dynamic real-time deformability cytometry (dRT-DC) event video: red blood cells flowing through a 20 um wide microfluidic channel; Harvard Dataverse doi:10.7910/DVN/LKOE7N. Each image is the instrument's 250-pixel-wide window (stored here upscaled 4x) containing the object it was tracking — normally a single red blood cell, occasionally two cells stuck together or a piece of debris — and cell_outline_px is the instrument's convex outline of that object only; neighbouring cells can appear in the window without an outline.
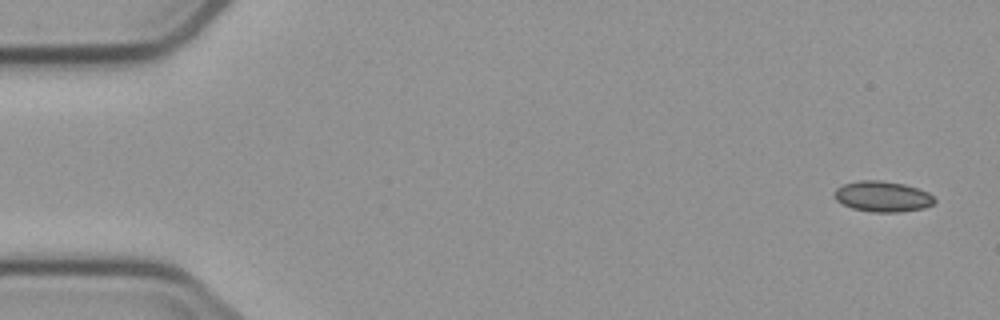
{"species": "common noctule bat (a hibernating species)", "species_latin": "Nyctalus noctula", "temperature_condition": "cold", "stored_images_in_passage": 6, "segment_of_instrument_passage": [1, 2], "camera_frame_rate_fps": 3000, "um_per_image_px": 0.085, "animal": {"sex": "male", "body_mass_g": 23.1, "forearm_length_mm": 52.7}, "frame": {"image": 1, "passage_image": 1, "time_ms": 0.0, "image_size_px": [1000, 320], "cell_outline_px": [[936, 200], [932, 204], [924, 208], [900, 212], [872, 212], [852, 208], [836, 200], [836, 188], [844, 184], [860, 180], [880, 180], [904, 184], [928, 192]], "centroid_in_image_um": [75.04, 16.7], "position_along_channel_um": 10.0, "area_um2": 17.69}}